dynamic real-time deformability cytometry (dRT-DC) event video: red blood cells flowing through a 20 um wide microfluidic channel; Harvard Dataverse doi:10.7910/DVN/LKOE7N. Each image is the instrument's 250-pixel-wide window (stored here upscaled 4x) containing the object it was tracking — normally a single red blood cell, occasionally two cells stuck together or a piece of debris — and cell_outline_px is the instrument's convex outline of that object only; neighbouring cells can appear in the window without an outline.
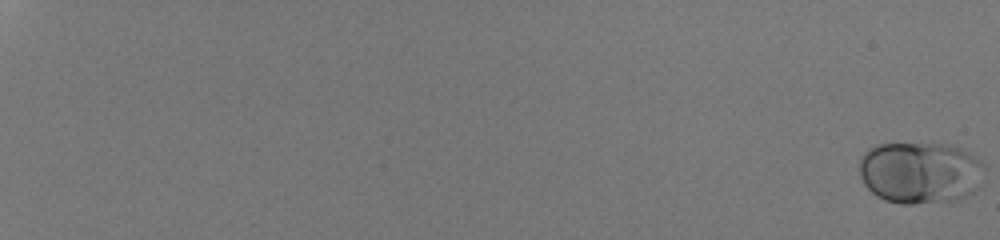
{"species": "human", "species_latin": "Homo sapiens", "temperature_condition": "room temperature", "stored_images_in_passage": 55, "camera_frame_rate_fps": 3000, "um_per_image_px": 0.085, "donor": {"sex": "male"}, "frame": {"image": 1, "passage_image": 1, "time_ms": 0.0, "image_size_px": [1000, 240], "cell_outline_px": [[984, 168], [980, 188], [968, 196], [956, 200], [912, 204], [904, 204], [884, 200], [876, 196], [864, 184], [860, 176], [860, 156], [868, 148], [876, 144], [944, 144], [960, 148], [984, 160]], "centroid_in_image_um": [78.24, 14.67], "position_along_channel_um": 6.8, "area_um2": 45.72}}
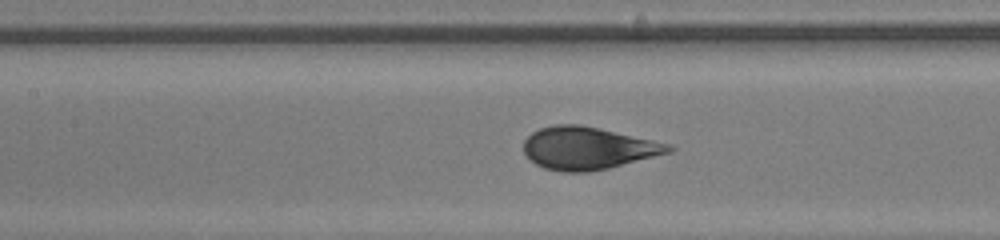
{"frame": {"image": 2, "passage_image": 32, "time_ms": 10.333, "image_size_px": [1000, 240], "cell_outline_px": [[676, 148], [672, 152], [608, 168], [588, 172], [560, 172], [544, 168], [528, 160], [524, 152], [524, 140], [532, 132], [540, 128], [556, 124], [576, 124], [600, 128], [652, 140], [668, 144]], "centroid_in_image_um": [49.94, 12.6], "position_along_channel_um": 157.5, "area_um2": 35.89}}
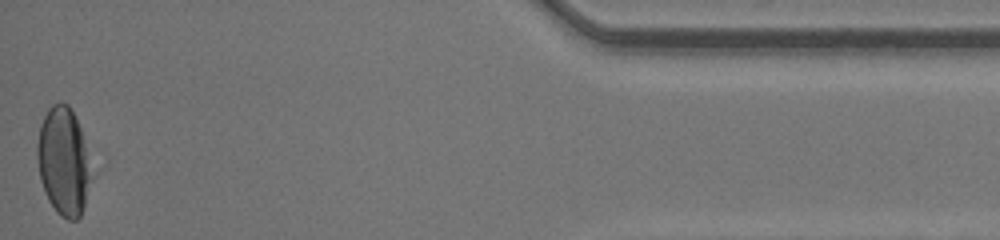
{"frame": {"image": 3, "passage_image": 55, "time_ms": 18.0, "image_size_px": [1000, 240], "cell_outline_px": [[88, 180], [84, 204], [80, 216], [76, 220], [68, 220], [60, 216], [56, 212], [48, 200], [40, 180], [36, 156], [36, 144], [40, 124], [48, 108], [52, 104], [60, 100], [68, 104], [80, 128], [84, 144], [88, 176]], "centroid_in_image_um": [5.3, 13.69], "position_along_channel_um": 429.9, "area_um2": 33.12}, "authors_computed_cell_mechanics": {"area_um2": 37.859, "velocity_mm_per_s": 4.2749, "shape_relaxation_time_tau1_ms": 3.29, "shape_relaxation_time_tau2_ms": null, "deformation_change_tau1": 0.156, "deformation_change_tau2": null}}